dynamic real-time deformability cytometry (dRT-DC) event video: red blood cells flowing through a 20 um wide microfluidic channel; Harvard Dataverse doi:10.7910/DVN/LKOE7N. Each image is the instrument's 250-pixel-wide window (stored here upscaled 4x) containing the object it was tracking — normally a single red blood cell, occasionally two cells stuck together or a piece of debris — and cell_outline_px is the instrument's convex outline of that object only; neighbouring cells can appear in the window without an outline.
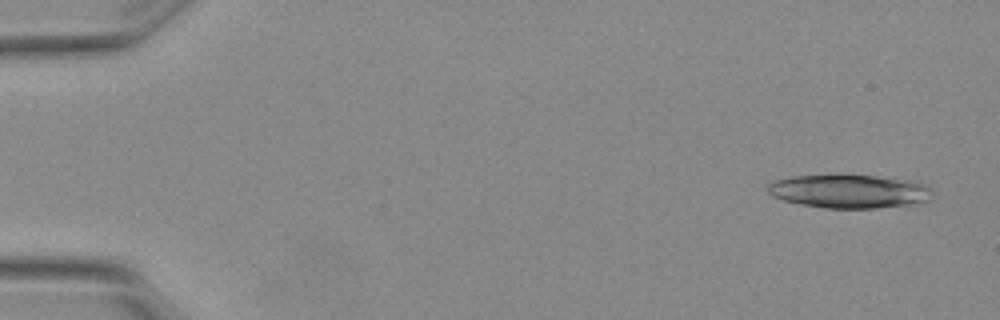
{"species": "Egyptian fruit bat (a non-hibernating species)", "species_latin": "Rousettus aegyptiacus", "temperature_condition": "warm", "stored_images_in_passage": 4, "camera_frame_rate_fps": 3000, "um_per_image_px": 0.085, "animal": {"sex": "female"}, "frame": {"image": 1, "passage_image": 1, "time_ms": 0.0, "image_size_px": [1000, 320], "cell_outline_px": [[932, 192], [928, 200], [920, 204], [876, 208], [824, 208], [800, 204], [784, 200], [772, 196], [768, 192], [768, 184], [772, 180], [792, 176], [876, 176], [916, 180], [924, 184]], "centroid_in_image_um": [72.22, 16.27], "position_along_channel_um": 12.8, "area_um2": 32.19}}